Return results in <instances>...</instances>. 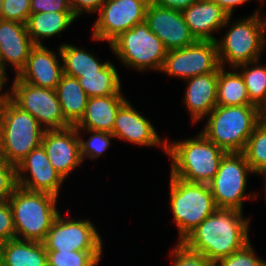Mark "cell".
<instances>
[{"mask_svg": "<svg viewBox=\"0 0 266 266\" xmlns=\"http://www.w3.org/2000/svg\"><path fill=\"white\" fill-rule=\"evenodd\" d=\"M249 221L250 218H245L240 210L217 208L182 243L215 263L251 241L248 234Z\"/></svg>", "mask_w": 266, "mask_h": 266, "instance_id": "6da1fadb", "label": "cell"}, {"mask_svg": "<svg viewBox=\"0 0 266 266\" xmlns=\"http://www.w3.org/2000/svg\"><path fill=\"white\" fill-rule=\"evenodd\" d=\"M227 154L201 132L194 138L170 142L167 139L166 155L171 161L170 175L190 183L208 184Z\"/></svg>", "mask_w": 266, "mask_h": 266, "instance_id": "7a4b0ae2", "label": "cell"}, {"mask_svg": "<svg viewBox=\"0 0 266 266\" xmlns=\"http://www.w3.org/2000/svg\"><path fill=\"white\" fill-rule=\"evenodd\" d=\"M228 16L222 29L227 32L220 40L216 39L220 65L231 70L249 62L260 60L266 47V18L261 17V9L251 16L232 22ZM232 22V23H231Z\"/></svg>", "mask_w": 266, "mask_h": 266, "instance_id": "3957f363", "label": "cell"}, {"mask_svg": "<svg viewBox=\"0 0 266 266\" xmlns=\"http://www.w3.org/2000/svg\"><path fill=\"white\" fill-rule=\"evenodd\" d=\"M205 119L207 122L200 132L209 141L227 153H240L260 122L259 108L255 105H217Z\"/></svg>", "mask_w": 266, "mask_h": 266, "instance_id": "277c9868", "label": "cell"}, {"mask_svg": "<svg viewBox=\"0 0 266 266\" xmlns=\"http://www.w3.org/2000/svg\"><path fill=\"white\" fill-rule=\"evenodd\" d=\"M44 131L36 118L5 97L0 109V155L7 163L17 166L41 145Z\"/></svg>", "mask_w": 266, "mask_h": 266, "instance_id": "5b68a950", "label": "cell"}, {"mask_svg": "<svg viewBox=\"0 0 266 266\" xmlns=\"http://www.w3.org/2000/svg\"><path fill=\"white\" fill-rule=\"evenodd\" d=\"M58 197L45 192H30L17 187L9 199L16 238L44 242L47 233L61 212Z\"/></svg>", "mask_w": 266, "mask_h": 266, "instance_id": "8992f818", "label": "cell"}, {"mask_svg": "<svg viewBox=\"0 0 266 266\" xmlns=\"http://www.w3.org/2000/svg\"><path fill=\"white\" fill-rule=\"evenodd\" d=\"M170 210L182 242L204 219L217 209L206 183H190L170 176Z\"/></svg>", "mask_w": 266, "mask_h": 266, "instance_id": "52a82bcc", "label": "cell"}, {"mask_svg": "<svg viewBox=\"0 0 266 266\" xmlns=\"http://www.w3.org/2000/svg\"><path fill=\"white\" fill-rule=\"evenodd\" d=\"M124 66L143 72L161 71L167 50L162 41L143 22L122 32L109 44Z\"/></svg>", "mask_w": 266, "mask_h": 266, "instance_id": "ba28073f", "label": "cell"}, {"mask_svg": "<svg viewBox=\"0 0 266 266\" xmlns=\"http://www.w3.org/2000/svg\"><path fill=\"white\" fill-rule=\"evenodd\" d=\"M252 173L245 156L227 153L221 160L219 170L208 183L217 208H233L243 212L244 200H255L258 194H247V177Z\"/></svg>", "mask_w": 266, "mask_h": 266, "instance_id": "9c48e42d", "label": "cell"}, {"mask_svg": "<svg viewBox=\"0 0 266 266\" xmlns=\"http://www.w3.org/2000/svg\"><path fill=\"white\" fill-rule=\"evenodd\" d=\"M7 96L21 109L29 112L45 130L72 126L64 117L56 91L36 87L16 76Z\"/></svg>", "mask_w": 266, "mask_h": 266, "instance_id": "30bf717a", "label": "cell"}, {"mask_svg": "<svg viewBox=\"0 0 266 266\" xmlns=\"http://www.w3.org/2000/svg\"><path fill=\"white\" fill-rule=\"evenodd\" d=\"M149 0H106L92 27L94 41L109 44L122 32L145 22Z\"/></svg>", "mask_w": 266, "mask_h": 266, "instance_id": "8fae6325", "label": "cell"}, {"mask_svg": "<svg viewBox=\"0 0 266 266\" xmlns=\"http://www.w3.org/2000/svg\"><path fill=\"white\" fill-rule=\"evenodd\" d=\"M69 218L57 215L43 242L46 251H103L102 238L93 222Z\"/></svg>", "mask_w": 266, "mask_h": 266, "instance_id": "7c38bea8", "label": "cell"}, {"mask_svg": "<svg viewBox=\"0 0 266 266\" xmlns=\"http://www.w3.org/2000/svg\"><path fill=\"white\" fill-rule=\"evenodd\" d=\"M220 66L216 42L197 40L190 46L167 51L160 72L186 80L214 72Z\"/></svg>", "mask_w": 266, "mask_h": 266, "instance_id": "4fadbf2b", "label": "cell"}, {"mask_svg": "<svg viewBox=\"0 0 266 266\" xmlns=\"http://www.w3.org/2000/svg\"><path fill=\"white\" fill-rule=\"evenodd\" d=\"M16 173L18 187L30 192L50 193L57 197L65 181L49 162L42 145L28 153L16 166Z\"/></svg>", "mask_w": 266, "mask_h": 266, "instance_id": "5bb4252c", "label": "cell"}, {"mask_svg": "<svg viewBox=\"0 0 266 266\" xmlns=\"http://www.w3.org/2000/svg\"><path fill=\"white\" fill-rule=\"evenodd\" d=\"M145 23L162 41L167 51L181 49L197 41L191 34L181 10L165 8L149 2Z\"/></svg>", "mask_w": 266, "mask_h": 266, "instance_id": "9a60e30c", "label": "cell"}, {"mask_svg": "<svg viewBox=\"0 0 266 266\" xmlns=\"http://www.w3.org/2000/svg\"><path fill=\"white\" fill-rule=\"evenodd\" d=\"M41 145L48 156L49 162L64 180L83 162L80 156V141L75 126L45 130Z\"/></svg>", "mask_w": 266, "mask_h": 266, "instance_id": "2e32d148", "label": "cell"}, {"mask_svg": "<svg viewBox=\"0 0 266 266\" xmlns=\"http://www.w3.org/2000/svg\"><path fill=\"white\" fill-rule=\"evenodd\" d=\"M115 139L128 141L138 146H161L166 153L167 138L161 139L153 124L127 100L116 115L113 131Z\"/></svg>", "mask_w": 266, "mask_h": 266, "instance_id": "e0dca14e", "label": "cell"}, {"mask_svg": "<svg viewBox=\"0 0 266 266\" xmlns=\"http://www.w3.org/2000/svg\"><path fill=\"white\" fill-rule=\"evenodd\" d=\"M57 54L45 45H34L24 68L16 76L19 80L36 87L50 88L55 90L63 74L60 62L61 53L58 48ZM59 54V58L57 57Z\"/></svg>", "mask_w": 266, "mask_h": 266, "instance_id": "ac0fdd59", "label": "cell"}, {"mask_svg": "<svg viewBox=\"0 0 266 266\" xmlns=\"http://www.w3.org/2000/svg\"><path fill=\"white\" fill-rule=\"evenodd\" d=\"M34 46L26 24L0 20V53L3 65V80L8 81L6 69L10 65L15 69V76L24 68L31 48Z\"/></svg>", "mask_w": 266, "mask_h": 266, "instance_id": "d6986e66", "label": "cell"}, {"mask_svg": "<svg viewBox=\"0 0 266 266\" xmlns=\"http://www.w3.org/2000/svg\"><path fill=\"white\" fill-rule=\"evenodd\" d=\"M219 68L203 75L186 79L183 103L190 112L193 124L203 120L217 106Z\"/></svg>", "mask_w": 266, "mask_h": 266, "instance_id": "ffe728a7", "label": "cell"}, {"mask_svg": "<svg viewBox=\"0 0 266 266\" xmlns=\"http://www.w3.org/2000/svg\"><path fill=\"white\" fill-rule=\"evenodd\" d=\"M182 14L191 34L200 41H216L213 33L222 29L229 16L211 0H197Z\"/></svg>", "mask_w": 266, "mask_h": 266, "instance_id": "44dd1931", "label": "cell"}, {"mask_svg": "<svg viewBox=\"0 0 266 266\" xmlns=\"http://www.w3.org/2000/svg\"><path fill=\"white\" fill-rule=\"evenodd\" d=\"M126 101L122 93L88 98L85 113L75 125L76 129L112 133L119 108Z\"/></svg>", "mask_w": 266, "mask_h": 266, "instance_id": "7402d4cb", "label": "cell"}, {"mask_svg": "<svg viewBox=\"0 0 266 266\" xmlns=\"http://www.w3.org/2000/svg\"><path fill=\"white\" fill-rule=\"evenodd\" d=\"M4 266H48L44 243L11 239L0 243Z\"/></svg>", "mask_w": 266, "mask_h": 266, "instance_id": "603a6c76", "label": "cell"}, {"mask_svg": "<svg viewBox=\"0 0 266 266\" xmlns=\"http://www.w3.org/2000/svg\"><path fill=\"white\" fill-rule=\"evenodd\" d=\"M76 19L72 11L40 12L30 14L26 26L32 43L42 45V39L62 34Z\"/></svg>", "mask_w": 266, "mask_h": 266, "instance_id": "cb8c5ba5", "label": "cell"}, {"mask_svg": "<svg viewBox=\"0 0 266 266\" xmlns=\"http://www.w3.org/2000/svg\"><path fill=\"white\" fill-rule=\"evenodd\" d=\"M55 91L65 119L75 126L85 113L89 97L76 77L64 73Z\"/></svg>", "mask_w": 266, "mask_h": 266, "instance_id": "d4e9b609", "label": "cell"}, {"mask_svg": "<svg viewBox=\"0 0 266 266\" xmlns=\"http://www.w3.org/2000/svg\"><path fill=\"white\" fill-rule=\"evenodd\" d=\"M59 50L62 58L63 73L76 78L79 77V74L101 71L110 62L109 60L101 62L92 52H87L82 47L79 48L72 44H61Z\"/></svg>", "mask_w": 266, "mask_h": 266, "instance_id": "484cf974", "label": "cell"}, {"mask_svg": "<svg viewBox=\"0 0 266 266\" xmlns=\"http://www.w3.org/2000/svg\"><path fill=\"white\" fill-rule=\"evenodd\" d=\"M220 66L217 79V105H253L248 97L244 79L236 68L226 71Z\"/></svg>", "mask_w": 266, "mask_h": 266, "instance_id": "4316f807", "label": "cell"}, {"mask_svg": "<svg viewBox=\"0 0 266 266\" xmlns=\"http://www.w3.org/2000/svg\"><path fill=\"white\" fill-rule=\"evenodd\" d=\"M120 78L114 64L109 62L101 71L79 74L77 79L90 98L122 93Z\"/></svg>", "mask_w": 266, "mask_h": 266, "instance_id": "83f0119b", "label": "cell"}, {"mask_svg": "<svg viewBox=\"0 0 266 266\" xmlns=\"http://www.w3.org/2000/svg\"><path fill=\"white\" fill-rule=\"evenodd\" d=\"M259 62H249L236 68L244 79L250 102L258 108L266 102V64Z\"/></svg>", "mask_w": 266, "mask_h": 266, "instance_id": "f1b7e54d", "label": "cell"}, {"mask_svg": "<svg viewBox=\"0 0 266 266\" xmlns=\"http://www.w3.org/2000/svg\"><path fill=\"white\" fill-rule=\"evenodd\" d=\"M254 174L266 171V126L259 122L241 152Z\"/></svg>", "mask_w": 266, "mask_h": 266, "instance_id": "f546056e", "label": "cell"}, {"mask_svg": "<svg viewBox=\"0 0 266 266\" xmlns=\"http://www.w3.org/2000/svg\"><path fill=\"white\" fill-rule=\"evenodd\" d=\"M48 266H97L102 251H46Z\"/></svg>", "mask_w": 266, "mask_h": 266, "instance_id": "4dcf8cb0", "label": "cell"}, {"mask_svg": "<svg viewBox=\"0 0 266 266\" xmlns=\"http://www.w3.org/2000/svg\"><path fill=\"white\" fill-rule=\"evenodd\" d=\"M81 132L89 133V135H91L87 140H84ZM77 133L80 141V156L83 162L85 158H99L110 146L111 138H115L112 133L96 130H77Z\"/></svg>", "mask_w": 266, "mask_h": 266, "instance_id": "1f68e13d", "label": "cell"}, {"mask_svg": "<svg viewBox=\"0 0 266 266\" xmlns=\"http://www.w3.org/2000/svg\"><path fill=\"white\" fill-rule=\"evenodd\" d=\"M251 241L228 257L214 263V266H266V261L258 258Z\"/></svg>", "mask_w": 266, "mask_h": 266, "instance_id": "d6a6232c", "label": "cell"}, {"mask_svg": "<svg viewBox=\"0 0 266 266\" xmlns=\"http://www.w3.org/2000/svg\"><path fill=\"white\" fill-rule=\"evenodd\" d=\"M169 255L173 266H214L203 254L188 249L182 242H177Z\"/></svg>", "mask_w": 266, "mask_h": 266, "instance_id": "836d02e7", "label": "cell"}, {"mask_svg": "<svg viewBox=\"0 0 266 266\" xmlns=\"http://www.w3.org/2000/svg\"><path fill=\"white\" fill-rule=\"evenodd\" d=\"M17 187L16 166L0 155V202L9 201Z\"/></svg>", "mask_w": 266, "mask_h": 266, "instance_id": "e575fe53", "label": "cell"}, {"mask_svg": "<svg viewBox=\"0 0 266 266\" xmlns=\"http://www.w3.org/2000/svg\"><path fill=\"white\" fill-rule=\"evenodd\" d=\"M31 0H3L2 20L26 24L31 14Z\"/></svg>", "mask_w": 266, "mask_h": 266, "instance_id": "d590c367", "label": "cell"}, {"mask_svg": "<svg viewBox=\"0 0 266 266\" xmlns=\"http://www.w3.org/2000/svg\"><path fill=\"white\" fill-rule=\"evenodd\" d=\"M15 238L14 219L9 202H0V243Z\"/></svg>", "mask_w": 266, "mask_h": 266, "instance_id": "8d00e7d4", "label": "cell"}, {"mask_svg": "<svg viewBox=\"0 0 266 266\" xmlns=\"http://www.w3.org/2000/svg\"><path fill=\"white\" fill-rule=\"evenodd\" d=\"M31 14L40 12L72 11L69 0H31Z\"/></svg>", "mask_w": 266, "mask_h": 266, "instance_id": "74e56055", "label": "cell"}, {"mask_svg": "<svg viewBox=\"0 0 266 266\" xmlns=\"http://www.w3.org/2000/svg\"><path fill=\"white\" fill-rule=\"evenodd\" d=\"M106 0H69L72 13L78 18L83 12L97 13ZM94 12V13H93Z\"/></svg>", "mask_w": 266, "mask_h": 266, "instance_id": "f35d334b", "label": "cell"}, {"mask_svg": "<svg viewBox=\"0 0 266 266\" xmlns=\"http://www.w3.org/2000/svg\"><path fill=\"white\" fill-rule=\"evenodd\" d=\"M197 0H149L150 3L175 10H183L195 3Z\"/></svg>", "mask_w": 266, "mask_h": 266, "instance_id": "ab89813d", "label": "cell"}, {"mask_svg": "<svg viewBox=\"0 0 266 266\" xmlns=\"http://www.w3.org/2000/svg\"><path fill=\"white\" fill-rule=\"evenodd\" d=\"M221 7L229 16H233V11L238 5H242L249 0H211ZM260 1V0H259Z\"/></svg>", "mask_w": 266, "mask_h": 266, "instance_id": "60d3db41", "label": "cell"}, {"mask_svg": "<svg viewBox=\"0 0 266 266\" xmlns=\"http://www.w3.org/2000/svg\"><path fill=\"white\" fill-rule=\"evenodd\" d=\"M260 122L266 126V102L259 108Z\"/></svg>", "mask_w": 266, "mask_h": 266, "instance_id": "b9f144b4", "label": "cell"}, {"mask_svg": "<svg viewBox=\"0 0 266 266\" xmlns=\"http://www.w3.org/2000/svg\"><path fill=\"white\" fill-rule=\"evenodd\" d=\"M6 83H7V81L0 79V109H1V105H2L3 100L7 96V92L6 91L4 92L2 90L5 87Z\"/></svg>", "mask_w": 266, "mask_h": 266, "instance_id": "7bdbcfd3", "label": "cell"}, {"mask_svg": "<svg viewBox=\"0 0 266 266\" xmlns=\"http://www.w3.org/2000/svg\"><path fill=\"white\" fill-rule=\"evenodd\" d=\"M0 79L3 80V65H2L1 53H0Z\"/></svg>", "mask_w": 266, "mask_h": 266, "instance_id": "ee69618b", "label": "cell"}, {"mask_svg": "<svg viewBox=\"0 0 266 266\" xmlns=\"http://www.w3.org/2000/svg\"><path fill=\"white\" fill-rule=\"evenodd\" d=\"M2 7H3V0H0V20H2Z\"/></svg>", "mask_w": 266, "mask_h": 266, "instance_id": "f6af8a7d", "label": "cell"}, {"mask_svg": "<svg viewBox=\"0 0 266 266\" xmlns=\"http://www.w3.org/2000/svg\"><path fill=\"white\" fill-rule=\"evenodd\" d=\"M0 266H4L1 250H0Z\"/></svg>", "mask_w": 266, "mask_h": 266, "instance_id": "bcb514c9", "label": "cell"}, {"mask_svg": "<svg viewBox=\"0 0 266 266\" xmlns=\"http://www.w3.org/2000/svg\"><path fill=\"white\" fill-rule=\"evenodd\" d=\"M262 175L265 177V183H266V171L261 173L259 176H262ZM264 185H265V191H266V184H264Z\"/></svg>", "mask_w": 266, "mask_h": 266, "instance_id": "7dc6e473", "label": "cell"}]
</instances>
